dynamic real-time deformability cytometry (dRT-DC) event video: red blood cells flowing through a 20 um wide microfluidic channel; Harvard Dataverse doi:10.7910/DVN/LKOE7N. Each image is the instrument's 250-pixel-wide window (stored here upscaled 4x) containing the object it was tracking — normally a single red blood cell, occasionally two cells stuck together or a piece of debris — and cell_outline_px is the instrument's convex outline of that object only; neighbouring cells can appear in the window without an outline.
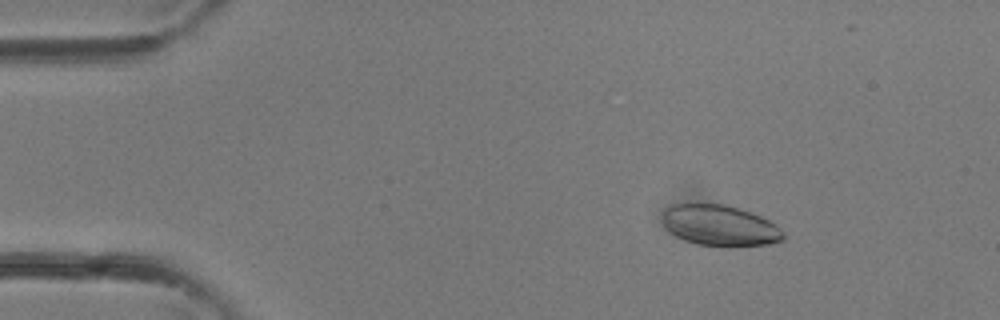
{"species": "common noctule bat (a hibernating species)", "species_latin": "Nyctalus noctula", "temperature_condition": "room temperature", "stored_images_in_passage": 36, "camera_frame_rate_fps": 3000, "um_per_image_px": 0.085, "animal": {"sex": "female"}, "frame": {"image": 1, "passage_image": 5, "time_ms": 1.333, "image_size_px": [1000, 320], "cell_outline_px": [[784, 240], [768, 244], [732, 248], [720, 248], [696, 244], [684, 240], [668, 232], [664, 228], [664, 212], [672, 204], [724, 204], [760, 216], [776, 224], [784, 232]], "centroid_in_image_um": [61.2, 19.22], "position_along_channel_um": 23.8, "area_um2": 29.13}}
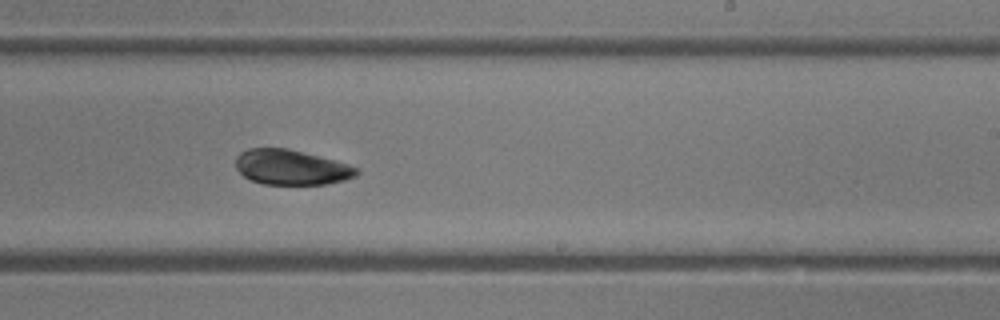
{"frame": {"image": 2, "passage_image": 22, "time_ms": 7.0, "image_size_px": [1000, 320], "cell_outline_px": [[360, 172], [356, 176], [344, 180], [328, 184], [264, 184], [252, 180], [244, 176], [236, 168], [236, 156], [240, 152], [248, 148], [288, 148], [336, 160], [360, 168]], "centroid_in_image_um": [24.79, 14.21], "position_along_channel_um": 264.2, "area_um2": 24.85}}
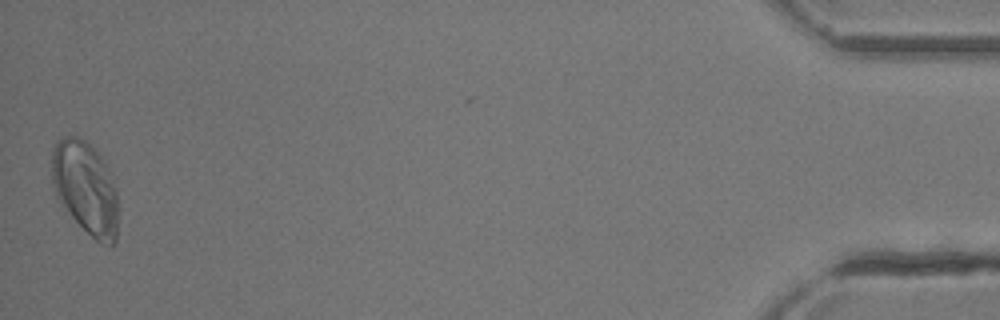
{"frame": {"image": 3, "passage_image": 36, "time_ms": 11.667, "image_size_px": [1000, 320], "cell_outline_px": [[120, 208], [116, 244], [100, 244], [60, 204], [56, 196], [52, 180], [52, 148], [56, 140], [64, 136], [76, 136], [92, 144], [108, 168], [116, 192]], "centroid_in_image_um": [7.29, 15.97], "position_along_channel_um": 427.9, "area_um2": 36.36}}